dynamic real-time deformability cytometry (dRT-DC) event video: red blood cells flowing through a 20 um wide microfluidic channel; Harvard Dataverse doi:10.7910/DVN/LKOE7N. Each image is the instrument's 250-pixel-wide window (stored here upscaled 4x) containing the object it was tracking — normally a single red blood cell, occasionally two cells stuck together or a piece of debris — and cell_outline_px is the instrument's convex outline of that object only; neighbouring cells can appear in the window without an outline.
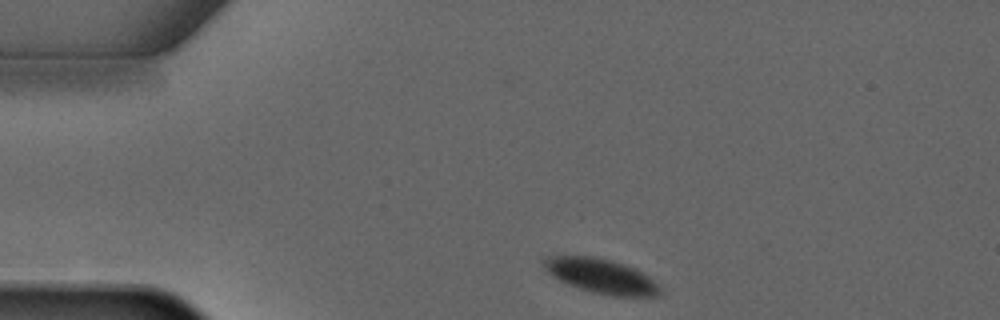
{"species": "common noctule bat (a hibernating species)", "species_latin": "Nyctalus noctula", "temperature_condition": "warm", "stored_images_in_passage": 2, "camera_frame_rate_fps": 3000, "um_per_image_px": 0.085, "animal": {"sex": "male", "forearm_length_mm": 52.5}, "frame": {"image": 1, "passage_image": 1, "time_ms": 0.0, "image_size_px": [1000, 320], "cell_outline_px": [[660, 296], [612, 296], [592, 292], [568, 284], [552, 276], [544, 268], [544, 260], [548, 256], [592, 256], [608, 260], [636, 268], [644, 272], [660, 288]], "centroid_in_image_um": [51.11, 23.47], "position_along_channel_um": 33.9, "area_um2": 23.12}}